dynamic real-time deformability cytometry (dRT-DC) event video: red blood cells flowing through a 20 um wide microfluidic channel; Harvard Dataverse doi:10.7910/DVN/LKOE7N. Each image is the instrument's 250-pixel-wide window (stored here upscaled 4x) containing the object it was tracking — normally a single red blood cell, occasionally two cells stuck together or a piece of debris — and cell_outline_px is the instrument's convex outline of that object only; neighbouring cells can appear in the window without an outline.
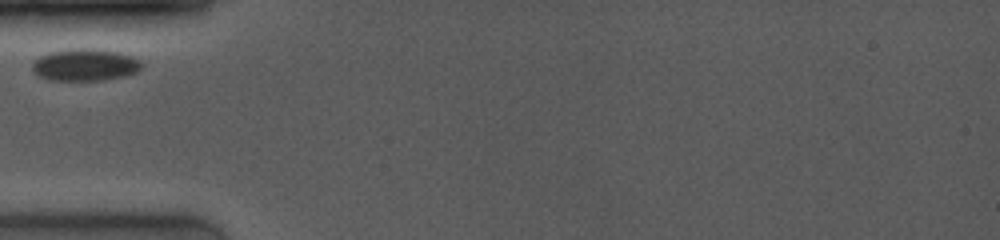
{"species": "common noctule bat (a hibernating species)", "species_latin": "Nyctalus noctula", "temperature_condition": "room temperature", "stored_images_in_passage": 11, "camera_frame_rate_fps": 4000, "um_per_image_px": 0.085, "animal": {"sex": "female", "body_mass_g": 19.0, "forearm_length_mm": 53.3}, "frame": {"image": 1, "passage_image": 1, "time_ms": 0.0, "image_size_px": [1000, 240], "cell_outline_px": [[140, 68], [136, 72], [124, 76], [104, 80], [44, 80], [32, 72], [32, 64], [40, 56], [48, 52], [68, 48], [92, 48], [120, 52], [132, 56], [140, 60]], "centroid_in_image_um": [7.18, 5.5], "position_along_channel_um": 77.8, "area_um2": 20.69}}